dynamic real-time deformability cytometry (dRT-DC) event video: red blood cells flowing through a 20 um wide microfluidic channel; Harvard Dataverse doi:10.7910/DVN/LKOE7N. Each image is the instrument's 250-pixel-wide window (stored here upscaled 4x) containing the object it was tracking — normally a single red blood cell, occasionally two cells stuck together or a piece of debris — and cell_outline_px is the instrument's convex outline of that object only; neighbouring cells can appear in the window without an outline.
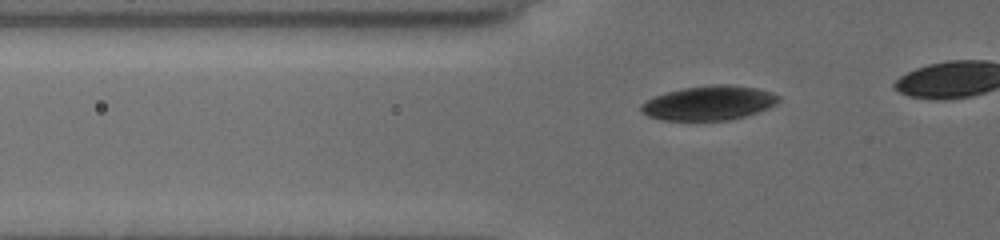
{"species": "common noctule bat (a hibernating species)", "species_latin": "Nyctalus noctula", "temperature_condition": "cold", "stored_images_in_passage": 28, "camera_frame_rate_fps": 3000, "um_per_image_px": 0.085, "animal": {"sex": "female", "body_mass_g": 19.5, "forearm_length_mm": 54.1}, "frame": {"image": 1, "passage_image": 4, "time_ms": 1.0, "image_size_px": [1000, 240], "cell_outline_px": [[780, 96], [768, 108], [744, 116], [728, 120], [664, 120], [648, 116], [640, 108], [648, 100], [656, 96], [668, 92], [684, 88], [712, 84], [728, 84], [756, 88]], "centroid_in_image_um": [60.25, 8.75], "position_along_channel_um": 65.6, "area_um2": 26.82}}
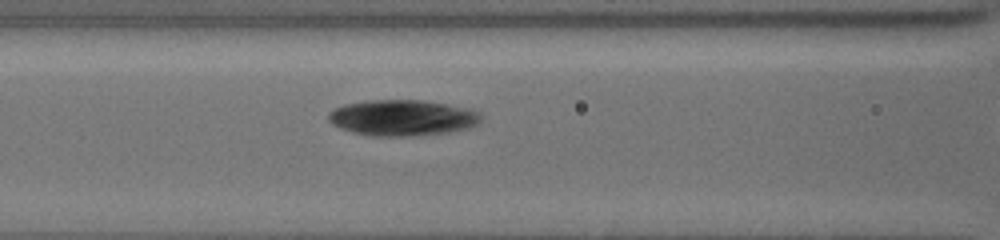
{"frame": {"image": 2, "passage_image": 10, "time_ms": 3.0, "image_size_px": [1000, 240], "cell_outline_px": [[480, 120], [476, 124], [468, 128], [448, 132], [416, 136], [368, 136], [352, 132], [340, 128], [332, 124], [328, 120], [328, 116], [336, 108], [344, 104], [368, 100], [420, 100], [448, 104], [476, 112], [480, 116]], "centroid_in_image_um": [34.14, 10.02], "position_along_channel_um": 132.5, "area_um2": 31.67}}
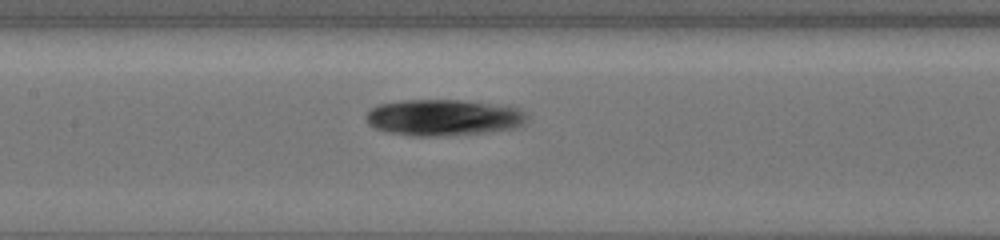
{"frame": {"image": 3, "passage_image": 13, "time_ms": 4.0, "image_size_px": [1000, 240], "cell_outline_px": [[524, 120], [520, 124], [512, 128], [484, 132], [444, 136], [412, 136], [388, 132], [376, 128], [368, 124], [368, 112], [372, 108], [380, 104], [400, 100], [460, 100], [512, 108], [520, 112]], "centroid_in_image_um": [37.54, 10.0], "position_along_channel_um": 169.9, "area_um2": 32.89}}